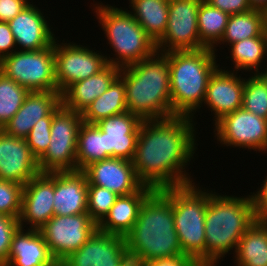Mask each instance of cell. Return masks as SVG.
I'll use <instances>...</instances> for the list:
<instances>
[{
	"label": "cell",
	"mask_w": 267,
	"mask_h": 266,
	"mask_svg": "<svg viewBox=\"0 0 267 266\" xmlns=\"http://www.w3.org/2000/svg\"><path fill=\"white\" fill-rule=\"evenodd\" d=\"M193 122L177 115L142 121L132 164L144 185L160 190L192 184L185 167L197 148Z\"/></svg>",
	"instance_id": "1"
},
{
	"label": "cell",
	"mask_w": 267,
	"mask_h": 266,
	"mask_svg": "<svg viewBox=\"0 0 267 266\" xmlns=\"http://www.w3.org/2000/svg\"><path fill=\"white\" fill-rule=\"evenodd\" d=\"M126 88L128 111L142 120L175 116L171 107L168 57L156 51L152 56L120 69Z\"/></svg>",
	"instance_id": "2"
},
{
	"label": "cell",
	"mask_w": 267,
	"mask_h": 266,
	"mask_svg": "<svg viewBox=\"0 0 267 266\" xmlns=\"http://www.w3.org/2000/svg\"><path fill=\"white\" fill-rule=\"evenodd\" d=\"M255 220L251 195L222 196L214 191L205 213V266H217L229 251L235 252L239 240Z\"/></svg>",
	"instance_id": "3"
},
{
	"label": "cell",
	"mask_w": 267,
	"mask_h": 266,
	"mask_svg": "<svg viewBox=\"0 0 267 266\" xmlns=\"http://www.w3.org/2000/svg\"><path fill=\"white\" fill-rule=\"evenodd\" d=\"M170 68L172 113L192 117L203 105L208 82L220 66L212 48L164 53Z\"/></svg>",
	"instance_id": "4"
},
{
	"label": "cell",
	"mask_w": 267,
	"mask_h": 266,
	"mask_svg": "<svg viewBox=\"0 0 267 266\" xmlns=\"http://www.w3.org/2000/svg\"><path fill=\"white\" fill-rule=\"evenodd\" d=\"M125 240L147 261L184 255L174 226L172 203L160 190H155L144 201Z\"/></svg>",
	"instance_id": "5"
},
{
	"label": "cell",
	"mask_w": 267,
	"mask_h": 266,
	"mask_svg": "<svg viewBox=\"0 0 267 266\" xmlns=\"http://www.w3.org/2000/svg\"><path fill=\"white\" fill-rule=\"evenodd\" d=\"M189 185L167 187L160 191L171 201L174 226L184 255L205 266V213L213 191Z\"/></svg>",
	"instance_id": "6"
},
{
	"label": "cell",
	"mask_w": 267,
	"mask_h": 266,
	"mask_svg": "<svg viewBox=\"0 0 267 266\" xmlns=\"http://www.w3.org/2000/svg\"><path fill=\"white\" fill-rule=\"evenodd\" d=\"M96 18L103 29L105 38L111 49L116 52L115 57H108V64L126 67L142 59L152 56L156 51V43L147 35L140 24L126 11L109 4H95Z\"/></svg>",
	"instance_id": "7"
},
{
	"label": "cell",
	"mask_w": 267,
	"mask_h": 266,
	"mask_svg": "<svg viewBox=\"0 0 267 266\" xmlns=\"http://www.w3.org/2000/svg\"><path fill=\"white\" fill-rule=\"evenodd\" d=\"M82 123L81 113L68 110L61 103L53 110L50 144L37 160L40 173L78 170L77 139Z\"/></svg>",
	"instance_id": "8"
},
{
	"label": "cell",
	"mask_w": 267,
	"mask_h": 266,
	"mask_svg": "<svg viewBox=\"0 0 267 266\" xmlns=\"http://www.w3.org/2000/svg\"><path fill=\"white\" fill-rule=\"evenodd\" d=\"M54 43L41 50H16L0 61V71L29 92L57 90Z\"/></svg>",
	"instance_id": "9"
},
{
	"label": "cell",
	"mask_w": 267,
	"mask_h": 266,
	"mask_svg": "<svg viewBox=\"0 0 267 266\" xmlns=\"http://www.w3.org/2000/svg\"><path fill=\"white\" fill-rule=\"evenodd\" d=\"M202 0H169L168 24L156 43L158 52L199 50L207 48L199 38L198 8Z\"/></svg>",
	"instance_id": "10"
},
{
	"label": "cell",
	"mask_w": 267,
	"mask_h": 266,
	"mask_svg": "<svg viewBox=\"0 0 267 266\" xmlns=\"http://www.w3.org/2000/svg\"><path fill=\"white\" fill-rule=\"evenodd\" d=\"M63 42L59 44L57 38L54 40L55 80L60 94L72 83L89 78L108 65L106 55L101 52Z\"/></svg>",
	"instance_id": "11"
},
{
	"label": "cell",
	"mask_w": 267,
	"mask_h": 266,
	"mask_svg": "<svg viewBox=\"0 0 267 266\" xmlns=\"http://www.w3.org/2000/svg\"><path fill=\"white\" fill-rule=\"evenodd\" d=\"M98 229L88 213L54 215L40 229L55 259L64 260L78 250Z\"/></svg>",
	"instance_id": "12"
},
{
	"label": "cell",
	"mask_w": 267,
	"mask_h": 266,
	"mask_svg": "<svg viewBox=\"0 0 267 266\" xmlns=\"http://www.w3.org/2000/svg\"><path fill=\"white\" fill-rule=\"evenodd\" d=\"M214 125V137L221 145L263 153L267 151V119L240 108Z\"/></svg>",
	"instance_id": "13"
},
{
	"label": "cell",
	"mask_w": 267,
	"mask_h": 266,
	"mask_svg": "<svg viewBox=\"0 0 267 266\" xmlns=\"http://www.w3.org/2000/svg\"><path fill=\"white\" fill-rule=\"evenodd\" d=\"M54 172L39 173L29 180L23 189L19 225L29 224V229L39 230L54 213Z\"/></svg>",
	"instance_id": "14"
},
{
	"label": "cell",
	"mask_w": 267,
	"mask_h": 266,
	"mask_svg": "<svg viewBox=\"0 0 267 266\" xmlns=\"http://www.w3.org/2000/svg\"><path fill=\"white\" fill-rule=\"evenodd\" d=\"M85 173L88 185L107 188L118 196L137 192L144 184L138 179L132 161L107 158L88 165Z\"/></svg>",
	"instance_id": "15"
},
{
	"label": "cell",
	"mask_w": 267,
	"mask_h": 266,
	"mask_svg": "<svg viewBox=\"0 0 267 266\" xmlns=\"http://www.w3.org/2000/svg\"><path fill=\"white\" fill-rule=\"evenodd\" d=\"M40 173L26 139L8 135L0 129V180L25 185Z\"/></svg>",
	"instance_id": "16"
},
{
	"label": "cell",
	"mask_w": 267,
	"mask_h": 266,
	"mask_svg": "<svg viewBox=\"0 0 267 266\" xmlns=\"http://www.w3.org/2000/svg\"><path fill=\"white\" fill-rule=\"evenodd\" d=\"M237 73L219 66L209 79L204 106L207 105L215 115L214 124L225 115L242 108L244 78L238 77Z\"/></svg>",
	"instance_id": "17"
},
{
	"label": "cell",
	"mask_w": 267,
	"mask_h": 266,
	"mask_svg": "<svg viewBox=\"0 0 267 266\" xmlns=\"http://www.w3.org/2000/svg\"><path fill=\"white\" fill-rule=\"evenodd\" d=\"M142 121L136 114L126 111L97 122L104 132L106 152L113 158L132 161Z\"/></svg>",
	"instance_id": "18"
},
{
	"label": "cell",
	"mask_w": 267,
	"mask_h": 266,
	"mask_svg": "<svg viewBox=\"0 0 267 266\" xmlns=\"http://www.w3.org/2000/svg\"><path fill=\"white\" fill-rule=\"evenodd\" d=\"M44 17L43 12L30 3L8 22L15 38L16 49L41 50L54 43L55 34L49 26V21Z\"/></svg>",
	"instance_id": "19"
},
{
	"label": "cell",
	"mask_w": 267,
	"mask_h": 266,
	"mask_svg": "<svg viewBox=\"0 0 267 266\" xmlns=\"http://www.w3.org/2000/svg\"><path fill=\"white\" fill-rule=\"evenodd\" d=\"M125 237L101 232L98 229L76 251L64 259L66 266H123L120 262Z\"/></svg>",
	"instance_id": "20"
},
{
	"label": "cell",
	"mask_w": 267,
	"mask_h": 266,
	"mask_svg": "<svg viewBox=\"0 0 267 266\" xmlns=\"http://www.w3.org/2000/svg\"><path fill=\"white\" fill-rule=\"evenodd\" d=\"M61 103L57 90L29 92L17 113L1 129L8 135L26 138L33 126Z\"/></svg>",
	"instance_id": "21"
},
{
	"label": "cell",
	"mask_w": 267,
	"mask_h": 266,
	"mask_svg": "<svg viewBox=\"0 0 267 266\" xmlns=\"http://www.w3.org/2000/svg\"><path fill=\"white\" fill-rule=\"evenodd\" d=\"M88 181L83 171L54 172L55 215L87 213Z\"/></svg>",
	"instance_id": "22"
},
{
	"label": "cell",
	"mask_w": 267,
	"mask_h": 266,
	"mask_svg": "<svg viewBox=\"0 0 267 266\" xmlns=\"http://www.w3.org/2000/svg\"><path fill=\"white\" fill-rule=\"evenodd\" d=\"M120 69L108 64L99 73L72 83L61 93L62 106L82 114L120 76Z\"/></svg>",
	"instance_id": "23"
},
{
	"label": "cell",
	"mask_w": 267,
	"mask_h": 266,
	"mask_svg": "<svg viewBox=\"0 0 267 266\" xmlns=\"http://www.w3.org/2000/svg\"><path fill=\"white\" fill-rule=\"evenodd\" d=\"M154 191V188L143 185L137 192L119 196L109 213L98 224V230L125 237L134 227L142 204Z\"/></svg>",
	"instance_id": "24"
},
{
	"label": "cell",
	"mask_w": 267,
	"mask_h": 266,
	"mask_svg": "<svg viewBox=\"0 0 267 266\" xmlns=\"http://www.w3.org/2000/svg\"><path fill=\"white\" fill-rule=\"evenodd\" d=\"M19 227L13 234L5 266H43L55 258L37 229Z\"/></svg>",
	"instance_id": "25"
},
{
	"label": "cell",
	"mask_w": 267,
	"mask_h": 266,
	"mask_svg": "<svg viewBox=\"0 0 267 266\" xmlns=\"http://www.w3.org/2000/svg\"><path fill=\"white\" fill-rule=\"evenodd\" d=\"M235 254L236 266H267V220L254 221L239 240Z\"/></svg>",
	"instance_id": "26"
},
{
	"label": "cell",
	"mask_w": 267,
	"mask_h": 266,
	"mask_svg": "<svg viewBox=\"0 0 267 266\" xmlns=\"http://www.w3.org/2000/svg\"><path fill=\"white\" fill-rule=\"evenodd\" d=\"M129 4L130 14L157 43L167 28L169 0H129Z\"/></svg>",
	"instance_id": "27"
},
{
	"label": "cell",
	"mask_w": 267,
	"mask_h": 266,
	"mask_svg": "<svg viewBox=\"0 0 267 266\" xmlns=\"http://www.w3.org/2000/svg\"><path fill=\"white\" fill-rule=\"evenodd\" d=\"M128 111L124 81L118 77L101 96L81 114L83 122L96 124L100 120Z\"/></svg>",
	"instance_id": "28"
},
{
	"label": "cell",
	"mask_w": 267,
	"mask_h": 266,
	"mask_svg": "<svg viewBox=\"0 0 267 266\" xmlns=\"http://www.w3.org/2000/svg\"><path fill=\"white\" fill-rule=\"evenodd\" d=\"M77 165L83 171L88 165L111 156L105 150L104 132L96 124L83 122L78 131Z\"/></svg>",
	"instance_id": "29"
},
{
	"label": "cell",
	"mask_w": 267,
	"mask_h": 266,
	"mask_svg": "<svg viewBox=\"0 0 267 266\" xmlns=\"http://www.w3.org/2000/svg\"><path fill=\"white\" fill-rule=\"evenodd\" d=\"M230 47V60L234 64V72L254 70L255 73L253 74H256L262 68L263 60H267V39L265 36L247 38L231 44Z\"/></svg>",
	"instance_id": "30"
},
{
	"label": "cell",
	"mask_w": 267,
	"mask_h": 266,
	"mask_svg": "<svg viewBox=\"0 0 267 266\" xmlns=\"http://www.w3.org/2000/svg\"><path fill=\"white\" fill-rule=\"evenodd\" d=\"M264 34L263 11L251 9L244 13L230 15L225 33L217 45L231 44Z\"/></svg>",
	"instance_id": "31"
},
{
	"label": "cell",
	"mask_w": 267,
	"mask_h": 266,
	"mask_svg": "<svg viewBox=\"0 0 267 266\" xmlns=\"http://www.w3.org/2000/svg\"><path fill=\"white\" fill-rule=\"evenodd\" d=\"M230 15L211 6L202 0L198 8V33L200 41L216 51V46L222 39Z\"/></svg>",
	"instance_id": "32"
},
{
	"label": "cell",
	"mask_w": 267,
	"mask_h": 266,
	"mask_svg": "<svg viewBox=\"0 0 267 266\" xmlns=\"http://www.w3.org/2000/svg\"><path fill=\"white\" fill-rule=\"evenodd\" d=\"M29 91L0 71V129L17 113Z\"/></svg>",
	"instance_id": "33"
},
{
	"label": "cell",
	"mask_w": 267,
	"mask_h": 266,
	"mask_svg": "<svg viewBox=\"0 0 267 266\" xmlns=\"http://www.w3.org/2000/svg\"><path fill=\"white\" fill-rule=\"evenodd\" d=\"M242 108L267 119V84L257 74L244 78Z\"/></svg>",
	"instance_id": "34"
},
{
	"label": "cell",
	"mask_w": 267,
	"mask_h": 266,
	"mask_svg": "<svg viewBox=\"0 0 267 266\" xmlns=\"http://www.w3.org/2000/svg\"><path fill=\"white\" fill-rule=\"evenodd\" d=\"M119 196L107 188L88 185L87 213L98 225L109 213L110 208Z\"/></svg>",
	"instance_id": "35"
},
{
	"label": "cell",
	"mask_w": 267,
	"mask_h": 266,
	"mask_svg": "<svg viewBox=\"0 0 267 266\" xmlns=\"http://www.w3.org/2000/svg\"><path fill=\"white\" fill-rule=\"evenodd\" d=\"M24 185L0 180V214L20 217Z\"/></svg>",
	"instance_id": "36"
},
{
	"label": "cell",
	"mask_w": 267,
	"mask_h": 266,
	"mask_svg": "<svg viewBox=\"0 0 267 266\" xmlns=\"http://www.w3.org/2000/svg\"><path fill=\"white\" fill-rule=\"evenodd\" d=\"M52 120L53 111L47 117L40 119L25 138L33 156L37 160L46 152L50 144Z\"/></svg>",
	"instance_id": "37"
},
{
	"label": "cell",
	"mask_w": 267,
	"mask_h": 266,
	"mask_svg": "<svg viewBox=\"0 0 267 266\" xmlns=\"http://www.w3.org/2000/svg\"><path fill=\"white\" fill-rule=\"evenodd\" d=\"M19 227V218L0 214V266L8 262L11 240Z\"/></svg>",
	"instance_id": "38"
},
{
	"label": "cell",
	"mask_w": 267,
	"mask_h": 266,
	"mask_svg": "<svg viewBox=\"0 0 267 266\" xmlns=\"http://www.w3.org/2000/svg\"><path fill=\"white\" fill-rule=\"evenodd\" d=\"M211 6L220 9L221 11L234 15L244 13L251 10L248 0H205Z\"/></svg>",
	"instance_id": "39"
},
{
	"label": "cell",
	"mask_w": 267,
	"mask_h": 266,
	"mask_svg": "<svg viewBox=\"0 0 267 266\" xmlns=\"http://www.w3.org/2000/svg\"><path fill=\"white\" fill-rule=\"evenodd\" d=\"M16 42L8 22L0 21V61L15 52Z\"/></svg>",
	"instance_id": "40"
},
{
	"label": "cell",
	"mask_w": 267,
	"mask_h": 266,
	"mask_svg": "<svg viewBox=\"0 0 267 266\" xmlns=\"http://www.w3.org/2000/svg\"><path fill=\"white\" fill-rule=\"evenodd\" d=\"M29 4L28 0H0V21L9 22Z\"/></svg>",
	"instance_id": "41"
},
{
	"label": "cell",
	"mask_w": 267,
	"mask_h": 266,
	"mask_svg": "<svg viewBox=\"0 0 267 266\" xmlns=\"http://www.w3.org/2000/svg\"><path fill=\"white\" fill-rule=\"evenodd\" d=\"M256 193L251 192L256 219L267 220V176Z\"/></svg>",
	"instance_id": "42"
},
{
	"label": "cell",
	"mask_w": 267,
	"mask_h": 266,
	"mask_svg": "<svg viewBox=\"0 0 267 266\" xmlns=\"http://www.w3.org/2000/svg\"><path fill=\"white\" fill-rule=\"evenodd\" d=\"M147 266H202L192 257L179 255L170 258H158L147 261Z\"/></svg>",
	"instance_id": "43"
},
{
	"label": "cell",
	"mask_w": 267,
	"mask_h": 266,
	"mask_svg": "<svg viewBox=\"0 0 267 266\" xmlns=\"http://www.w3.org/2000/svg\"><path fill=\"white\" fill-rule=\"evenodd\" d=\"M120 262L123 266H147L146 258L137 250L125 244L120 253Z\"/></svg>",
	"instance_id": "44"
},
{
	"label": "cell",
	"mask_w": 267,
	"mask_h": 266,
	"mask_svg": "<svg viewBox=\"0 0 267 266\" xmlns=\"http://www.w3.org/2000/svg\"><path fill=\"white\" fill-rule=\"evenodd\" d=\"M248 2L254 10L264 11L267 9V0H248Z\"/></svg>",
	"instance_id": "45"
},
{
	"label": "cell",
	"mask_w": 267,
	"mask_h": 266,
	"mask_svg": "<svg viewBox=\"0 0 267 266\" xmlns=\"http://www.w3.org/2000/svg\"><path fill=\"white\" fill-rule=\"evenodd\" d=\"M43 266H66L65 261L61 259H54L48 264H45Z\"/></svg>",
	"instance_id": "46"
},
{
	"label": "cell",
	"mask_w": 267,
	"mask_h": 266,
	"mask_svg": "<svg viewBox=\"0 0 267 266\" xmlns=\"http://www.w3.org/2000/svg\"><path fill=\"white\" fill-rule=\"evenodd\" d=\"M256 74L267 84V69L266 68L263 72L261 69V72H257Z\"/></svg>",
	"instance_id": "47"
},
{
	"label": "cell",
	"mask_w": 267,
	"mask_h": 266,
	"mask_svg": "<svg viewBox=\"0 0 267 266\" xmlns=\"http://www.w3.org/2000/svg\"><path fill=\"white\" fill-rule=\"evenodd\" d=\"M263 15H264V34L267 39V9L263 11Z\"/></svg>",
	"instance_id": "48"
}]
</instances>
